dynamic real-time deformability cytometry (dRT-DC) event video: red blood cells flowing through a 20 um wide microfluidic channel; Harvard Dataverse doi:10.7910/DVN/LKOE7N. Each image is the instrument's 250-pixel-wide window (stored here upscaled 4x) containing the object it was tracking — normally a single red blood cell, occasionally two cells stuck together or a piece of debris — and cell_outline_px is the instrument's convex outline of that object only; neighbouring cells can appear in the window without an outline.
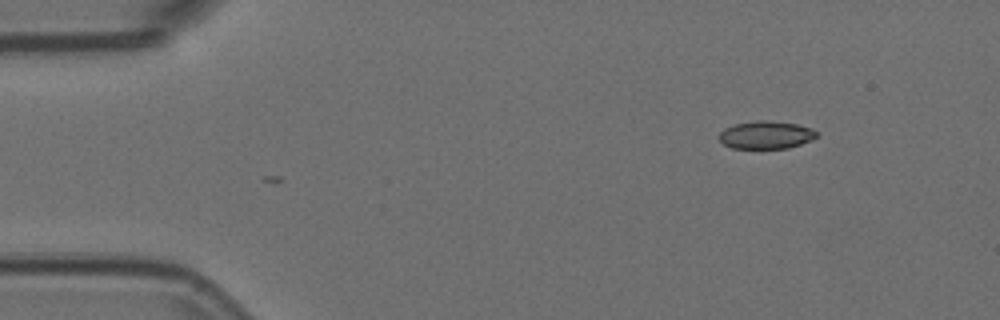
{"species": "Egyptian fruit bat (a non-hibernating species)", "species_latin": "Rousettus aegyptiacus", "temperature_condition": "room temperature", "stored_images_in_passage": 4, "camera_frame_rate_fps": 3000, "um_per_image_px": 0.085, "animal": {"sex": "female"}, "frame": {"image": 1, "passage_image": 1, "time_ms": 0.0, "image_size_px": [1000, 320], "cell_outline_px": [[820, 136], [812, 140], [788, 148], [732, 148], [724, 144], [716, 136], [724, 128], [736, 124], [756, 120], [768, 120], [796, 124], [812, 128]], "centroid_in_image_um": [65.11, 11.46], "position_along_channel_um": 19.9, "area_um2": 15.9}}
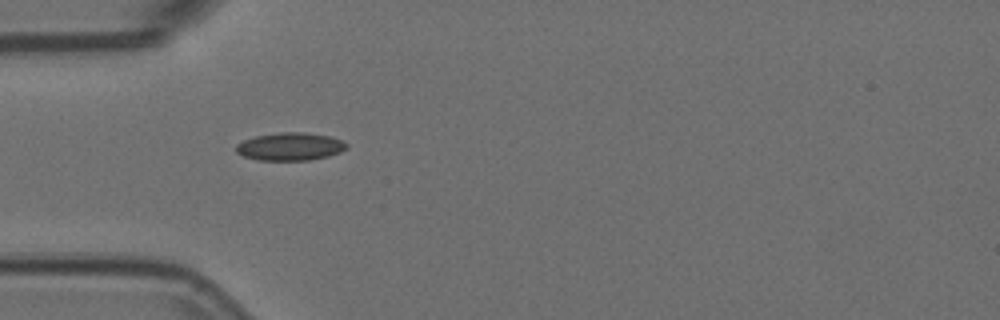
{"frame": {"image": 2, "passage_image": 4, "time_ms": 1.0, "image_size_px": [1000, 320], "cell_outline_px": [[348, 148], [340, 152], [328, 156], [308, 160], [256, 160], [244, 156], [236, 152], [236, 144], [244, 140], [256, 136], [280, 132], [304, 132], [332, 136], [348, 144]], "centroid_in_image_um": [24.67, 12.45], "position_along_channel_um": 60.3, "area_um2": 17.98}}